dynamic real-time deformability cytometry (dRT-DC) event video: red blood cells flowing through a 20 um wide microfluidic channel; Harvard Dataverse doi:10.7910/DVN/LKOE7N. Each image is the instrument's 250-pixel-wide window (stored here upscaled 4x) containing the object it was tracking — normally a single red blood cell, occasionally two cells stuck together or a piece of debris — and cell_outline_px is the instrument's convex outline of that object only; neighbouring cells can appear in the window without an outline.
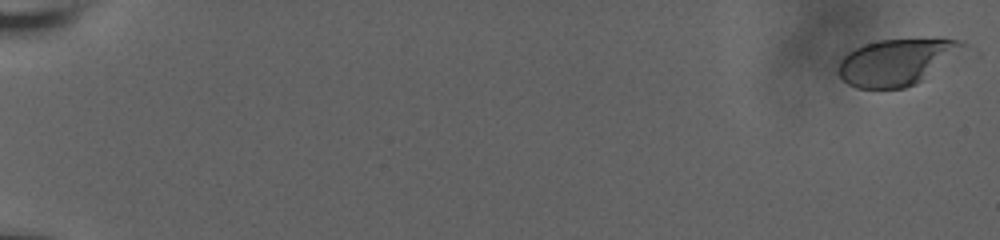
{"species": "human", "species_latin": "Homo sapiens", "temperature_condition": "room temperature", "stored_images_in_passage": 60, "camera_frame_rate_fps": 3000, "um_per_image_px": 0.085, "donor": {"sex": "male"}, "frame": {"image": 1, "passage_image": 1, "time_ms": 0.0, "image_size_px": [1000, 240], "cell_outline_px": [[980, 56], [916, 84], [904, 88], [856, 88], [848, 84], [836, 72], [840, 60], [848, 52], [864, 44], [876, 40], [940, 36], [964, 40], [980, 52]], "centroid_in_image_um": [76.75, 5.21], "position_along_channel_um": 8.2, "area_um2": 38.26}}
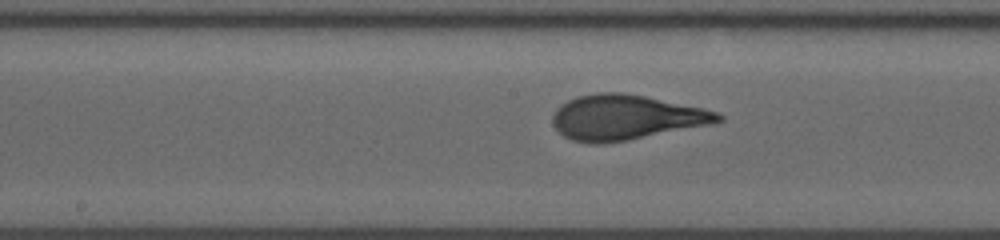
{"frame": {"image": 2, "passage_image": 34, "time_ms": 11.0, "image_size_px": [1000, 240], "cell_outline_px": [[724, 120], [708, 124], [628, 140], [604, 144], [588, 144], [572, 140], [564, 136], [552, 124], [552, 116], [556, 108], [560, 104], [576, 96], [600, 92], [624, 92], [704, 108], [720, 112], [724, 116]], "centroid_in_image_um": [53.15, 9.97], "position_along_channel_um": 195.0, "area_um2": 43.41}}
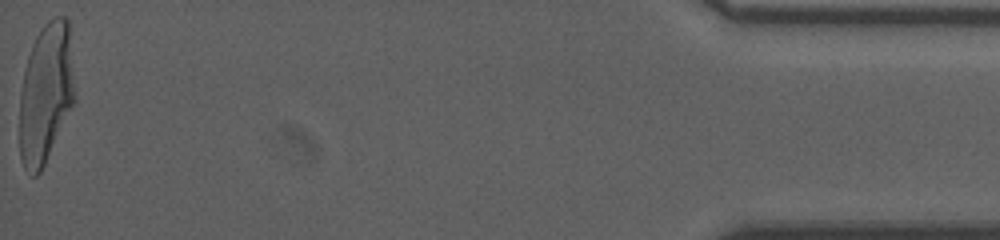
{"frame": {"image": 3, "passage_image": 60, "time_ms": 19.667, "image_size_px": [1000, 240], "cell_outline_px": [[76, 100], [40, 172], [36, 176], [32, 176], [24, 168], [20, 156], [20, 92], [24, 72], [28, 56], [32, 44], [40, 28], [52, 16], [64, 16], [68, 20], [76, 96]], "centroid_in_image_um": [3.91, 7.9], "position_along_channel_um": 431.3, "area_um2": 45.2}, "authors_computed_cell_mechanics": {"area_um2": 41.905, "velocity_mm_per_s": 3.7174, "shape_relaxation_time_tau1_ms": 4.8869, "shape_relaxation_time_tau2_ms": null, "deformation_change_tau1": 0.2273, "deformation_change_tau2": null}}